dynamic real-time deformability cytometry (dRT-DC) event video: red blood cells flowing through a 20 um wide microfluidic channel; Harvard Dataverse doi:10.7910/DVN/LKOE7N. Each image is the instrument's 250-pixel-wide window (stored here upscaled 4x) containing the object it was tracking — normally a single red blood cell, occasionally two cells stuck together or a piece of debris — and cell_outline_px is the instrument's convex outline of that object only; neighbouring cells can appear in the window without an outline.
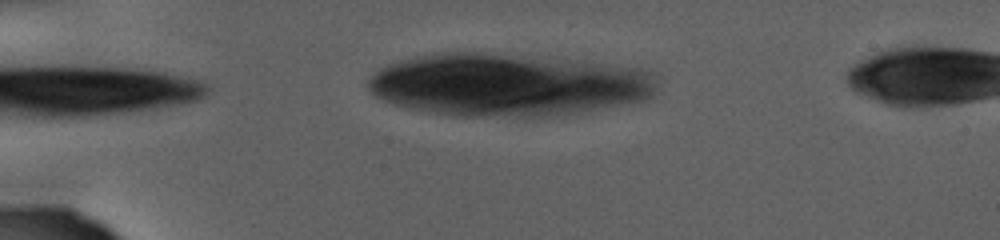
{"species": "human", "species_latin": "Homo sapiens", "temperature_condition": "warm", "stored_images_in_passage": 17, "camera_frame_rate_fps": 3000, "um_per_image_px": 0.085, "donor": {"sex": "female"}, "frame": {"image": 1, "passage_image": 1, "time_ms": 0.0, "image_size_px": [1000, 240], "cell_outline_px": [[620, 92], [512, 104], [476, 104], [420, 96], [384, 88], [380, 84], [380, 80], [384, 76], [392, 72], [408, 68], [456, 60], [488, 60], [512, 64], [604, 80], [616, 84], [620, 88]], "centroid_in_image_um": [41.85, 7.05], "position_along_channel_um": 43.1, "area_um2": 51.5}}
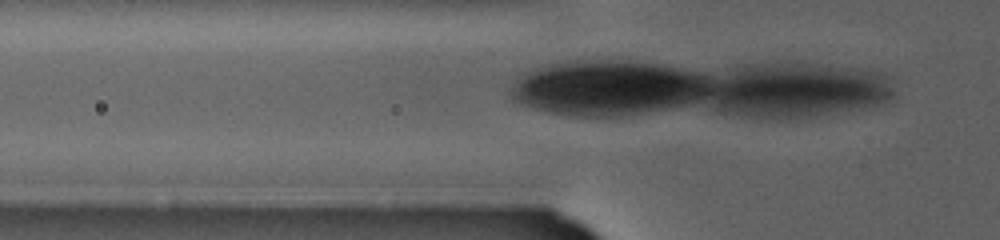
{"frame": {"image": 2, "passage_image": 10, "time_ms": 3.0, "image_size_px": [1000, 240], "cell_outline_px": [[708, 92], [664, 100], [628, 104], [596, 104], [560, 100], [540, 96], [532, 92], [528, 88], [528, 84], [532, 80], [540, 76], [560, 72], [584, 68], [636, 68], [664, 72], [680, 76], [700, 84], [708, 88]], "centroid_in_image_um": [52.19, 7.31], "position_along_channel_um": 73.6, "area_um2": 35.32}}
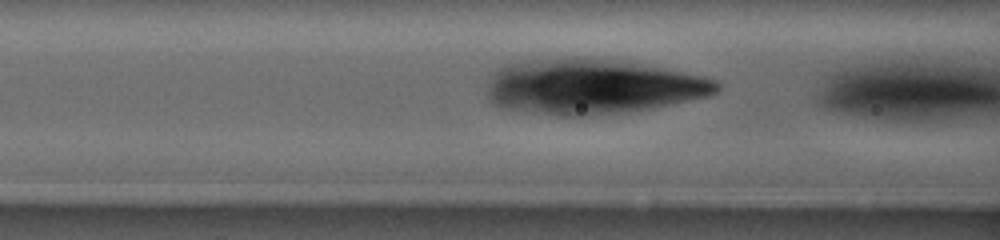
{"frame": {"image": 3, "passage_image": 16, "time_ms": 5.0, "image_size_px": [1000, 240], "cell_outline_px": [[708, 88], [696, 92], [640, 100], [584, 104], [576, 104], [544, 100], [508, 88], [508, 84], [512, 80], [544, 72], [580, 68], [632, 72], [664, 76], [688, 80], [708, 84]], "centroid_in_image_um": [51.11, 7.32], "position_along_channel_um": 115.5, "area_um2": 35.03}}